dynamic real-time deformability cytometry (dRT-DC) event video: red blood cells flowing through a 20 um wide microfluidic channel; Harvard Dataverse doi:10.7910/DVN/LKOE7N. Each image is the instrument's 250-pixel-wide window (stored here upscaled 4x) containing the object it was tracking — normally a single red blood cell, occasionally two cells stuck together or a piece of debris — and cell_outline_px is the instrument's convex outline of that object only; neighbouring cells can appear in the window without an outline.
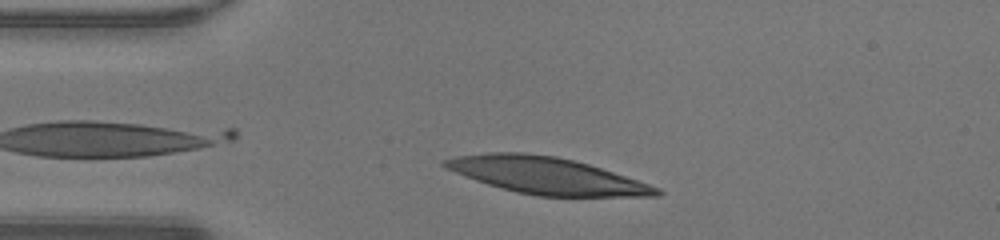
{"species": "human", "species_latin": "Homo sapiens", "temperature_condition": "warm", "stored_images_in_passage": 30, "camera_frame_rate_fps": 3000, "um_per_image_px": 0.085, "donor": {"sex": "male"}, "frame": {"image": 1, "passage_image": 2, "time_ms": 0.333, "image_size_px": [1000, 240], "cell_outline_px": [[664, 192], [660, 196], [536, 196], [516, 192], [488, 184], [476, 180], [444, 168], [440, 164], [440, 160], [456, 156], [488, 152], [524, 152], [556, 156], [588, 164], [660, 188]], "centroid_in_image_um": [46.39, 14.91], "position_along_channel_um": 38.6, "area_um2": 45.03}}
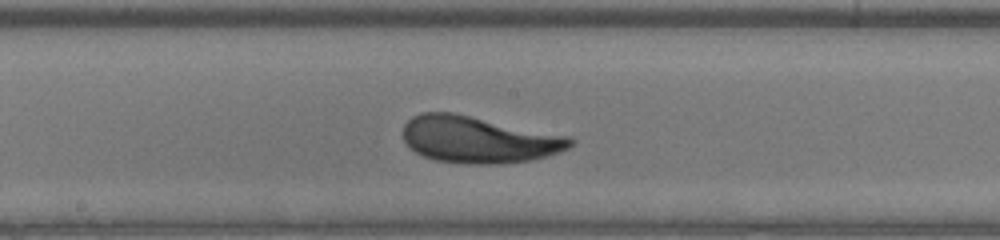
{"frame": {"image": 2, "passage_image": 16, "time_ms": 5.0, "image_size_px": [1000, 240], "cell_outline_px": [[576, 140], [568, 148], [560, 152], [548, 156], [532, 160], [492, 164], [468, 164], [436, 160], [424, 156], [408, 148], [404, 140], [404, 124], [412, 116], [420, 112], [452, 112], [568, 136]], "centroid_in_image_um": [40.66, 11.86], "position_along_channel_um": 207.5, "area_um2": 45.43}}
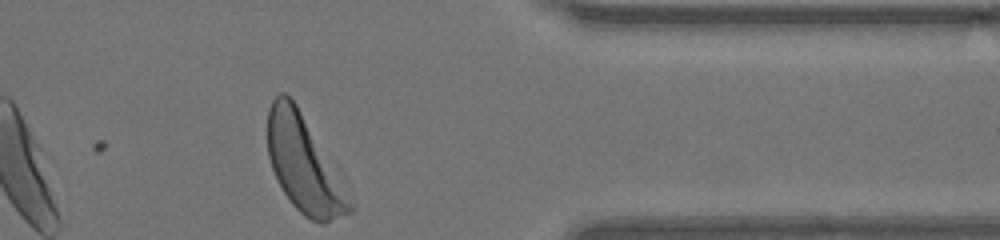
{"frame": {"image": 3, "passage_image": 30, "time_ms": 9.667, "image_size_px": [1000, 240], "cell_outline_px": [[356, 208], [352, 212], [324, 224], [320, 224], [304, 216], [292, 204], [284, 192], [272, 168], [268, 156], [268, 108], [272, 100], [280, 92], [284, 92], [296, 104]], "centroid_in_image_um": [25.81, 14.02], "position_along_channel_um": 385.6, "area_um2": 44.68}, "authors_computed_cell_mechanics": {"area_um2": 45.2574, "velocity_mm_per_s": 4.2038, "shape_relaxation_time_tau1_ms": 1.8692, "shape_relaxation_time_tau2_ms": 3.1664, "deformation_change_tau1": 0.1529, "deformation_change_tau2": 0.1246}}